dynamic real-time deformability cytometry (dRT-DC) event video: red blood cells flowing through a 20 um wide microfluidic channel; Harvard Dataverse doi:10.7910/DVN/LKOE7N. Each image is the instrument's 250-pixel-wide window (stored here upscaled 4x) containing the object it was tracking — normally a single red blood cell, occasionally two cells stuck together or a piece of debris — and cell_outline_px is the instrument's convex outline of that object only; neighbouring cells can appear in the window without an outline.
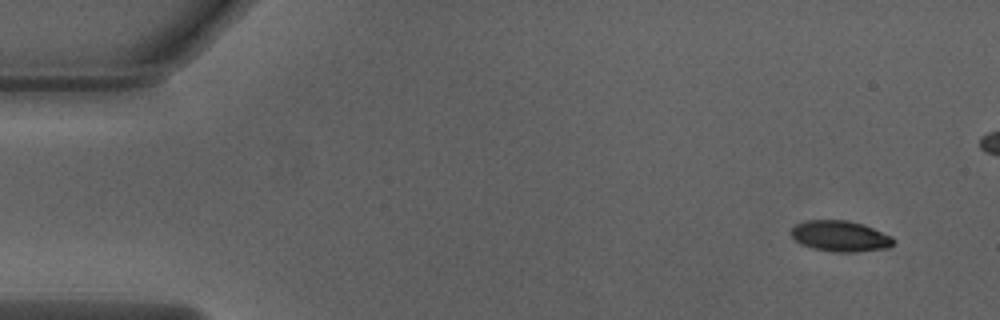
{"species": "Egyptian fruit bat (a non-hibernating species)", "species_latin": "Rousettus aegyptiacus", "temperature_condition": "warm", "stored_images_in_passage": 44, "camera_frame_rate_fps": 3000, "um_per_image_px": 0.085, "animal": {"sex": "male"}, "frame": {"image": 1, "passage_image": 1, "time_ms": 0.0, "image_size_px": [1000, 320], "cell_outline_px": [[896, 240], [888, 248], [856, 252], [832, 252], [812, 248], [800, 244], [792, 236], [792, 228], [796, 224], [808, 220], [848, 220], [864, 224], [892, 236]], "centroid_in_image_um": [71.44, 20.07], "position_along_channel_um": 13.6, "area_um2": 18.5}}
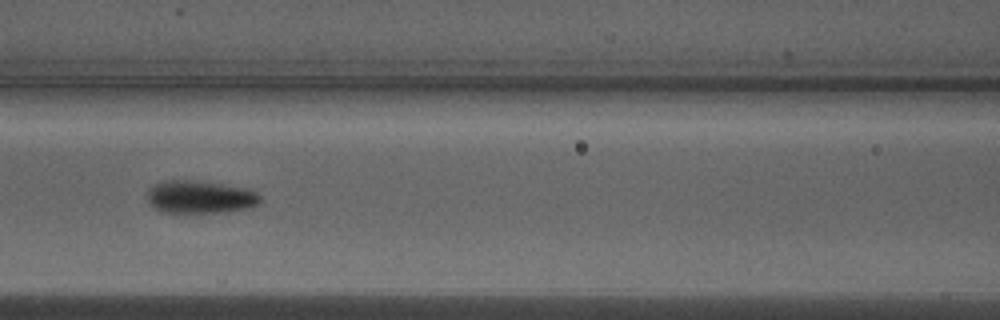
{"frame": {"image": 2, "passage_image": 20, "time_ms": 6.333, "image_size_px": [1000, 320], "cell_outline_px": [[260, 204], [248, 208], [224, 212], [160, 212], [148, 204], [148, 188], [164, 180], [188, 180], [220, 184], [244, 188], [256, 192], [260, 196]], "centroid_in_image_um": [16.97, 16.75], "position_along_channel_um": 149.6, "area_um2": 21.44}}
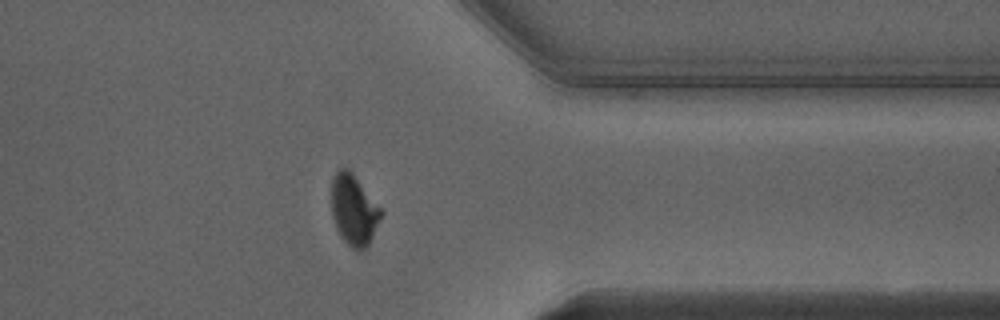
{"frame": {"image": 3, "passage_image": 38, "time_ms": 12.333, "image_size_px": [1000, 320], "cell_outline_px": [[384, 212], [368, 244], [364, 248], [356, 252], [340, 236], [336, 228], [332, 216], [332, 180], [336, 172], [340, 168], [348, 168], [352, 172]], "centroid_in_image_um": [30.07, 17.85], "position_along_channel_um": 381.3, "area_um2": 20.23}, "authors_computed_cell_mechanics": {"area_um2": 20.5768, "velocity_mm_per_s": 4.0321, "shape_relaxation_time_tau1_ms": 2.1745, "shape_relaxation_time_tau2_ms": 1.0526, "deformation_change_tau1": 0.1654, "deformation_change_tau2": 0.0662}}